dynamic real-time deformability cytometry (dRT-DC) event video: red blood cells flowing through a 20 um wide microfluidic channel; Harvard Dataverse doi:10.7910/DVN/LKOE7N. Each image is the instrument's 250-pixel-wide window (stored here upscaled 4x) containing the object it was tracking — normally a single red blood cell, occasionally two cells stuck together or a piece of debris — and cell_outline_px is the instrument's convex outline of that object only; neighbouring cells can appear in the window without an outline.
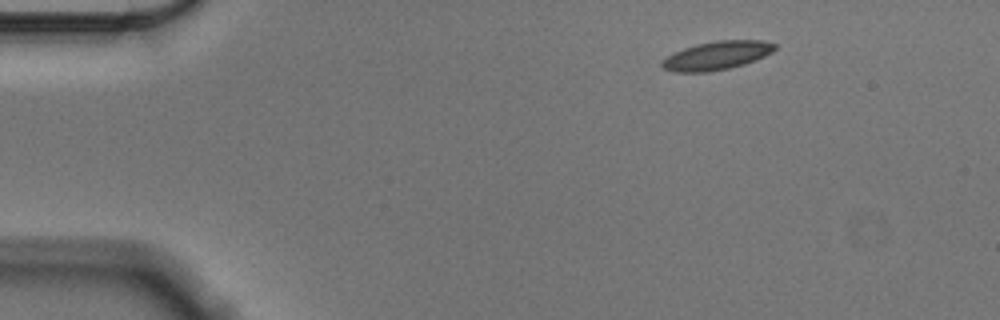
{"species": "Egyptian fruit bat (a non-hibernating species)", "species_latin": "Rousettus aegyptiacus", "temperature_condition": "cold", "stored_images_in_passage": 50, "camera_frame_rate_fps": 3000, "um_per_image_px": 0.085, "animal": {"sex": "male"}, "frame": {"image": 1, "passage_image": 1, "time_ms": 0.0, "image_size_px": [1000, 320], "cell_outline_px": [[776, 48], [772, 52], [756, 60], [744, 64], [728, 68], [708, 72], [672, 72], [664, 68], [660, 64], [660, 60], [684, 48], [696, 44], [716, 40], [764, 40], [776, 44]], "centroid_in_image_um": [60.93, 4.72], "position_along_channel_um": 24.1, "area_um2": 18.79}}
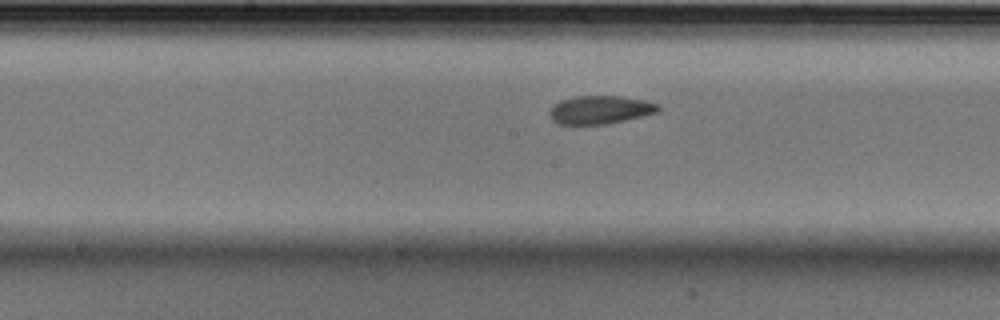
{"frame": {"image": 2, "passage_image": 22, "time_ms": 7.0, "image_size_px": [1000, 320], "cell_outline_px": [[660, 108], [656, 112], [608, 124], [560, 124], [552, 120], [548, 112], [560, 100], [572, 96], [620, 96], [644, 100], [660, 104]], "centroid_in_image_um": [50.99, 9.32], "position_along_channel_um": 197.2, "area_um2": 17.74}}
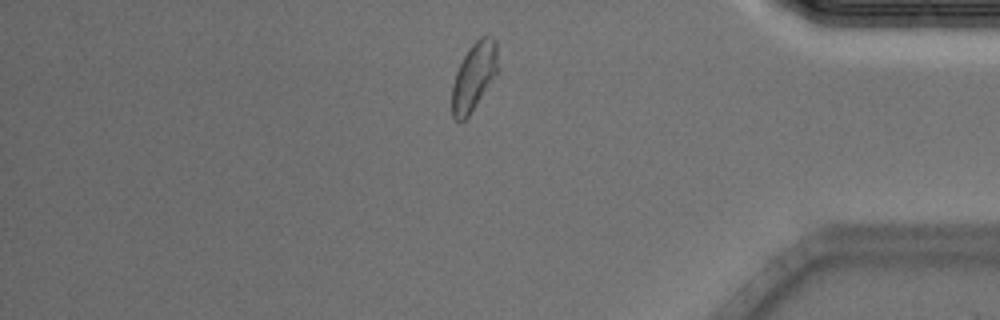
{"frame": {"image": 3, "passage_image": 41, "time_ms": 13.333, "image_size_px": [1000, 320], "cell_outline_px": [[500, 72], [468, 116], [464, 120], [456, 120], [452, 116], [452, 84], [456, 72], [464, 56], [472, 44], [480, 36], [492, 36], [496, 40]], "centroid_in_image_um": [40.34, 6.48], "position_along_channel_um": 394.9, "area_um2": 18.5}, "authors_computed_cell_mechanics": {"area_um2": 18.5827, "velocity_mm_per_s": 3.5288, "shape_relaxation_time_tau1_ms": 6.5081, "shape_relaxation_time_tau2_ms": 1.5506, "deformation_change_tau1": 0.1558, "deformation_change_tau2": 0.0614}}